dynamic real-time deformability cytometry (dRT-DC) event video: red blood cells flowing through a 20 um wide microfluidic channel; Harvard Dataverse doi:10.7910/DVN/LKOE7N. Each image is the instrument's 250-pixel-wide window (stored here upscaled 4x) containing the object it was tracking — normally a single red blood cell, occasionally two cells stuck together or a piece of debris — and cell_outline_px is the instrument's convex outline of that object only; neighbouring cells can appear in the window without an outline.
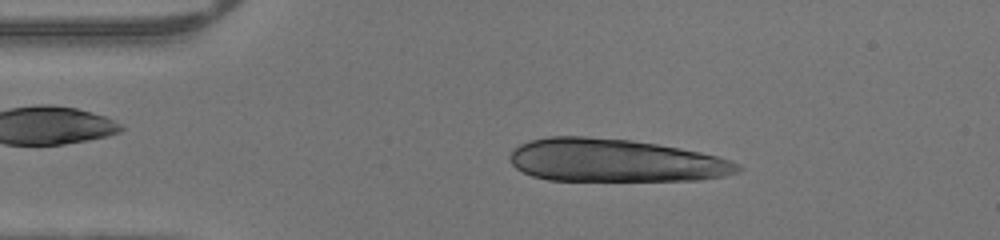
{"species": "human", "species_latin": "Homo sapiens", "temperature_condition": "warm", "stored_images_in_passage": 44, "camera_frame_rate_fps": 3000, "um_per_image_px": 0.085, "donor": {"sex": "male"}, "frame": {"image": 1, "passage_image": 7, "time_ms": 2.0, "image_size_px": [1000, 240], "cell_outline_px": [[744, 168], [740, 172], [724, 176], [700, 180], [548, 180], [532, 176], [516, 168], [512, 164], [508, 156], [520, 144], [532, 140], [548, 136], [584, 136], [632, 140], [680, 148], [700, 152], [732, 160], [740, 164]], "centroid_in_image_um": [52.31, 13.64], "position_along_channel_um": 32.7, "area_um2": 57.11}}
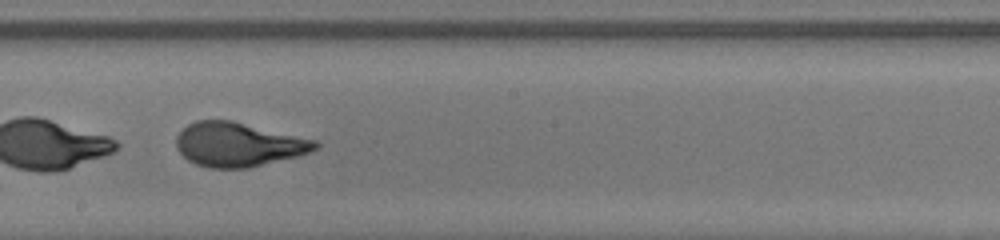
{"frame": {"image": 2, "passage_image": 24, "time_ms": 7.667, "image_size_px": [1000, 240], "cell_outline_px": [[320, 144], [316, 148], [308, 152], [296, 156], [248, 168], [208, 168], [196, 164], [188, 160], [176, 148], [176, 136], [188, 124], [196, 120], [232, 120], [316, 140]], "centroid_in_image_um": [20.23, 12.28], "position_along_channel_um": 228.0, "area_um2": 35.55}}
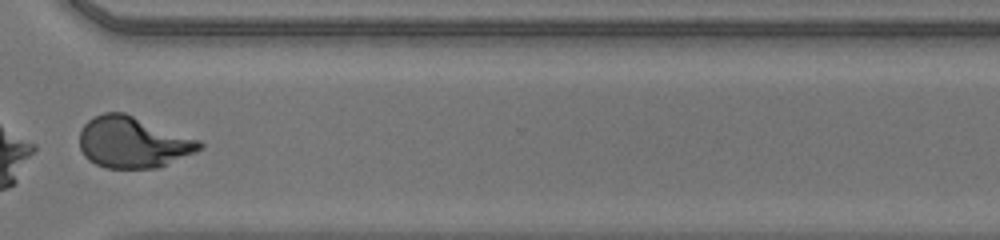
{"frame": {"image": 3, "passage_image": 33, "time_ms": 10.667, "image_size_px": [1000, 240], "cell_outline_px": [[204, 148], [196, 152], [156, 168], [104, 168], [88, 160], [84, 156], [80, 148], [80, 128], [88, 120], [104, 112], [124, 112], [200, 140], [204, 144]], "centroid_in_image_um": [11.29, 12.09], "position_along_channel_um": 359.3, "area_um2": 35.89}}